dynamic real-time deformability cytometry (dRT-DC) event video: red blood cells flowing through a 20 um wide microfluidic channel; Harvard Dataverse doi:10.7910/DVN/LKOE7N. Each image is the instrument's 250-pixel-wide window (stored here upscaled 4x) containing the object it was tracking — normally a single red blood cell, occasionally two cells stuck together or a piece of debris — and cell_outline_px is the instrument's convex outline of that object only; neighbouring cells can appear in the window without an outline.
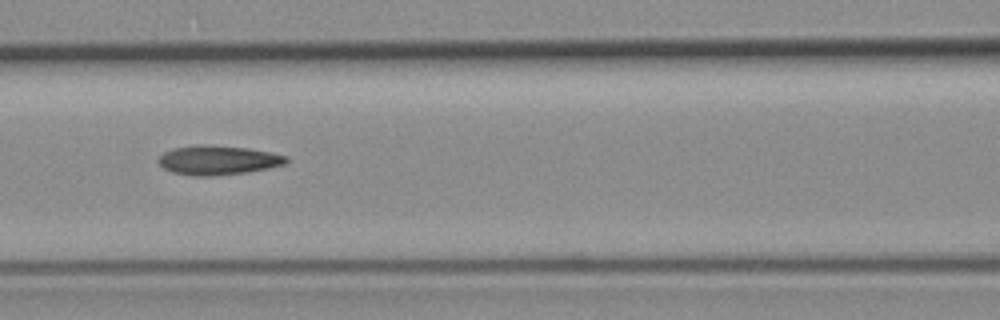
{"species": "common noctule bat (a hibernating species)", "species_latin": "Nyctalus noctula", "temperature_condition": "room temperature", "stored_images_in_passage": 11, "camera_frame_rate_fps": 3000, "um_per_image_px": 0.085, "animal": {"sex": "female", "body_mass_g": 19.3, "forearm_length_mm": 54.1}, "frame": {"image": 1, "passage_image": 7, "time_ms": 2.0, "image_size_px": [1000, 320], "cell_outline_px": [[288, 160], [284, 164], [268, 168], [248, 172], [212, 176], [192, 176], [172, 172], [164, 168], [156, 160], [164, 152], [172, 148], [196, 144], [204, 144], [248, 148], [288, 156]], "centroid_in_image_um": [18.49, 13.61], "position_along_channel_um": 148.1, "area_um2": 21.91}}
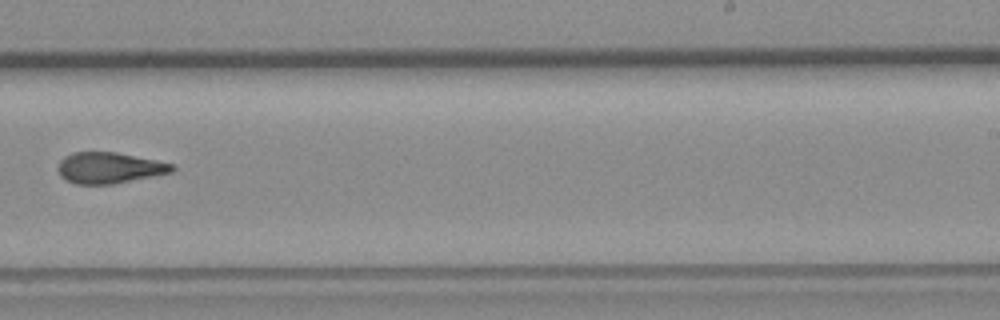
{"frame": {"image": 2, "passage_image": 10, "time_ms": 3.0, "image_size_px": [1000, 320], "cell_outline_px": [[176, 168], [172, 172], [112, 184], [76, 184], [60, 176], [56, 168], [60, 160], [64, 156], [72, 152], [116, 152], [156, 160], [172, 164]], "centroid_in_image_um": [9.25, 14.26], "position_along_channel_um": 279.8, "area_um2": 20.58}}
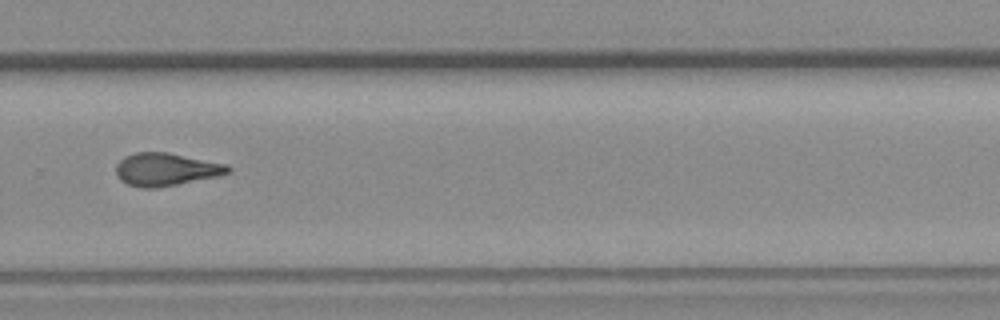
{"frame": {"image": 3, "passage_image": 11, "time_ms": 3.333, "image_size_px": [1000, 320], "cell_outline_px": [[232, 172], [220, 176], [156, 188], [140, 188], [128, 184], [120, 180], [116, 176], [116, 164], [124, 156], [136, 152], [168, 152], [228, 164], [232, 168]], "centroid_in_image_um": [14.13, 14.4], "position_along_channel_um": 315.7, "area_um2": 21.73}}